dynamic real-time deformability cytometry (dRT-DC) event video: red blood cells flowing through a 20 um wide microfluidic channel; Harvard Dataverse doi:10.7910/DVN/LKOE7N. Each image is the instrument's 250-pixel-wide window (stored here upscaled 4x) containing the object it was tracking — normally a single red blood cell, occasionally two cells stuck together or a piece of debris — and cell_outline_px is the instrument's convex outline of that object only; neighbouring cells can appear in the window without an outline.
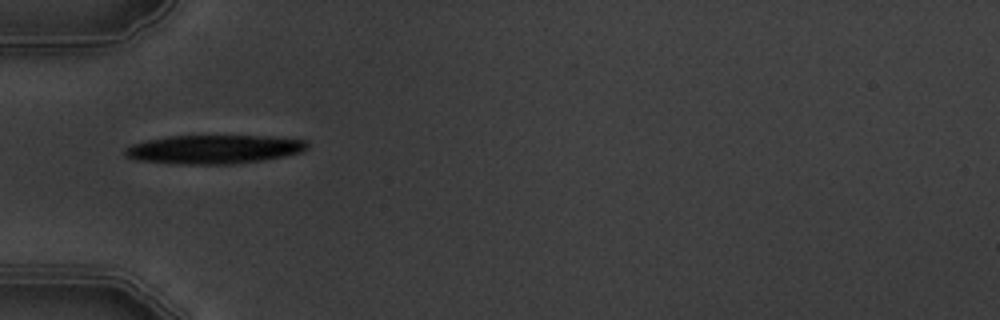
{"species": "common noctule bat (a hibernating species)", "species_latin": "Nyctalus noctula", "temperature_condition": "warm", "stored_images_in_passage": 3, "camera_frame_rate_fps": 3000, "um_per_image_px": 0.085, "animal": {"sex": "male", "body_mass_g": 19.5, "forearm_length_mm": 54.6}, "frame": {"image": 1, "passage_image": 1, "time_ms": 0.0, "image_size_px": [1000, 320], "cell_outline_px": [[308, 148], [300, 152], [284, 156], [264, 160], [236, 164], [176, 164], [136, 160], [124, 156], [124, 148], [132, 144], [148, 140], [168, 136], [272, 136], [308, 140]], "centroid_in_image_um": [18.19, 12.69], "position_along_channel_um": 66.8, "area_um2": 30.81}}